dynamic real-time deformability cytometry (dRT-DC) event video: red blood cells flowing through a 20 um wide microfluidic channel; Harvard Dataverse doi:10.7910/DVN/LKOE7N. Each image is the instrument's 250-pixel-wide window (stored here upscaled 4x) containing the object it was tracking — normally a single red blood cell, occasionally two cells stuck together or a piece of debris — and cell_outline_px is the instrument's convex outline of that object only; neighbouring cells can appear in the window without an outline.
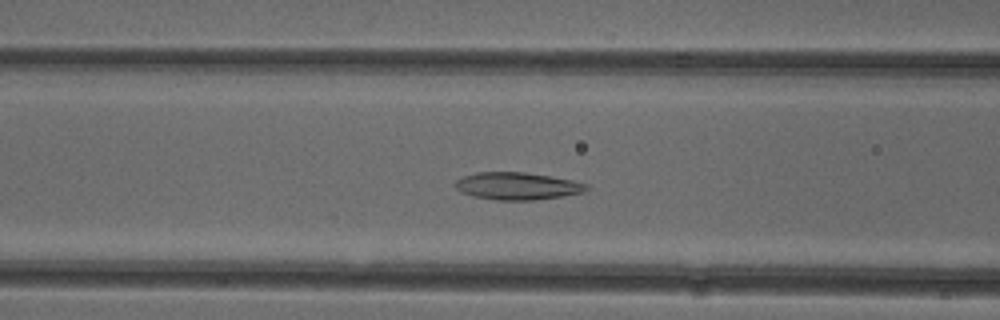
{"species": "common noctule bat (a hibernating species)", "species_latin": "Nyctalus noctula", "temperature_condition": "cold", "stored_images_in_passage": 50, "camera_frame_rate_fps": 3000, "um_per_image_px": 0.085, "animal": {"sex": "female"}, "frame": {"image": 1, "passage_image": 18, "time_ms": 5.667, "image_size_px": [1000, 320], "cell_outline_px": [[588, 188], [584, 192], [560, 196], [532, 200], [496, 200], [472, 196], [460, 192], [452, 184], [456, 180], [464, 176], [476, 172], [524, 172], [552, 176], [572, 180], [588, 184]], "centroid_in_image_um": [43.93, 15.81], "position_along_channel_um": 122.7, "area_um2": 20.98}}
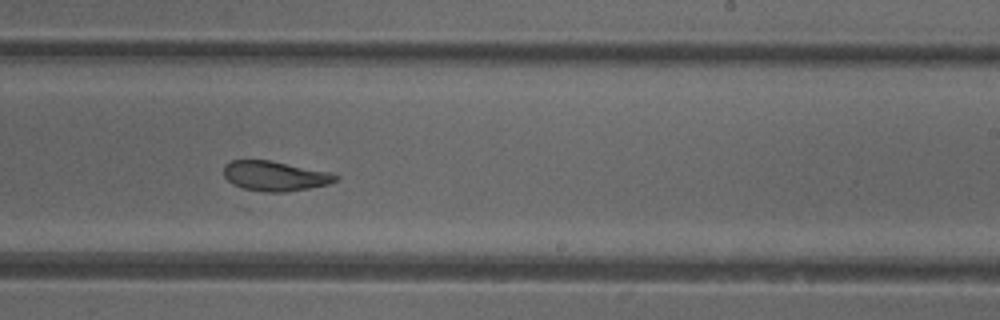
{"frame": {"image": 2, "passage_image": 29, "time_ms": 9.333, "image_size_px": [1000, 320], "cell_outline_px": [[340, 180], [328, 184], [308, 188], [284, 192], [264, 192], [244, 188], [232, 184], [224, 176], [224, 164], [232, 160], [268, 160], [328, 172], [340, 176]], "centroid_in_image_um": [23.36, 14.96], "position_along_channel_um": 265.6, "area_um2": 19.31}}
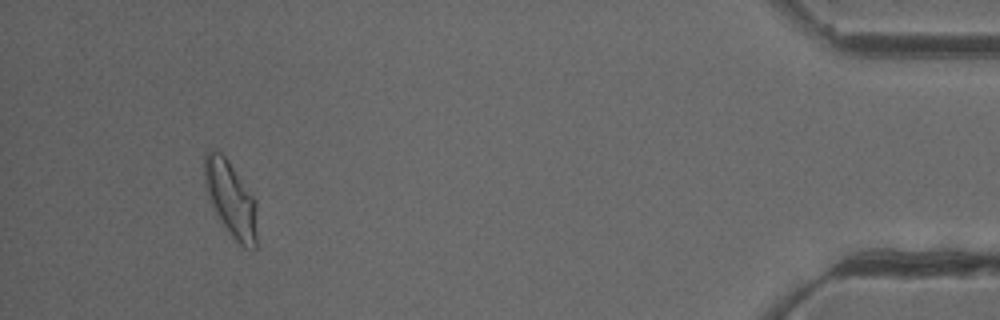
{"frame": {"image": 3, "passage_image": 46, "time_ms": 15.0, "image_size_px": [1000, 320], "cell_outline_px": [[256, 248], [252, 252], [244, 248], [228, 232], [216, 216], [212, 208], [204, 184], [204, 152], [212, 148], [220, 152], [228, 160], [256, 200]], "centroid_in_image_um": [19.59, 16.92], "position_along_channel_um": 415.6, "area_um2": 23.52}, "authors_computed_cell_mechanics": {"area_um2": 21.5305, "velocity_mm_per_s": 3.9109, "shape_relaxation_time_tau1_ms": 6.7591, "shape_relaxation_time_tau2_ms": 2.3596, "deformation_change_tau1": 0.1832, "deformation_change_tau2": 0.0709}}